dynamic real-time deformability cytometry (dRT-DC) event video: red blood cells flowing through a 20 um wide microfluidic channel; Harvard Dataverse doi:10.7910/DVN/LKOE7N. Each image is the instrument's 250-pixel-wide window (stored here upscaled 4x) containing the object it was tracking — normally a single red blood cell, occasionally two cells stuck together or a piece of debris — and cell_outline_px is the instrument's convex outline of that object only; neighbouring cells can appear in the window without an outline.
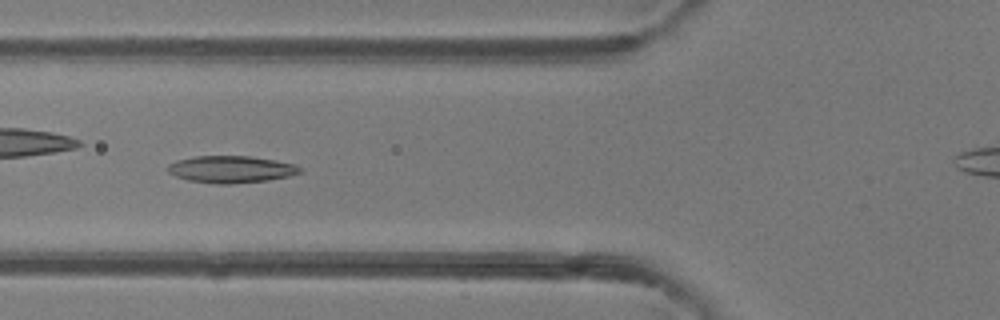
{"species": "common noctule bat (a hibernating species)", "species_latin": "Nyctalus noctula", "temperature_condition": "room temperature", "stored_images_in_passage": 36, "camera_frame_rate_fps": 3000, "um_per_image_px": 0.085, "animal": {"sex": "female"}, "frame": {"image": 1, "passage_image": 5, "time_ms": 1.333, "image_size_px": [1000, 320], "cell_outline_px": [[300, 172], [288, 176], [268, 180], [228, 184], [216, 184], [188, 180], [176, 176], [168, 172], [168, 164], [176, 160], [196, 156], [248, 156], [276, 160], [296, 164], [300, 168]], "centroid_in_image_um": [19.62, 14.38], "position_along_channel_um": 106.2, "area_um2": 20.69}}
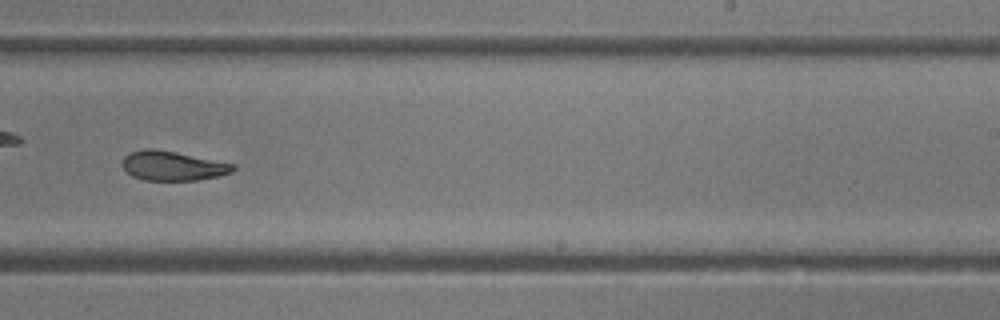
{"frame": {"image": 2, "passage_image": 17, "time_ms": 5.333, "image_size_px": [1000, 320], "cell_outline_px": [[236, 168], [232, 172], [220, 176], [196, 180], [144, 180], [132, 176], [124, 168], [124, 156], [128, 152], [144, 148], [152, 148], [176, 152], [236, 164]], "centroid_in_image_um": [14.7, 14.09], "position_along_channel_um": 274.3, "area_um2": 19.02}}
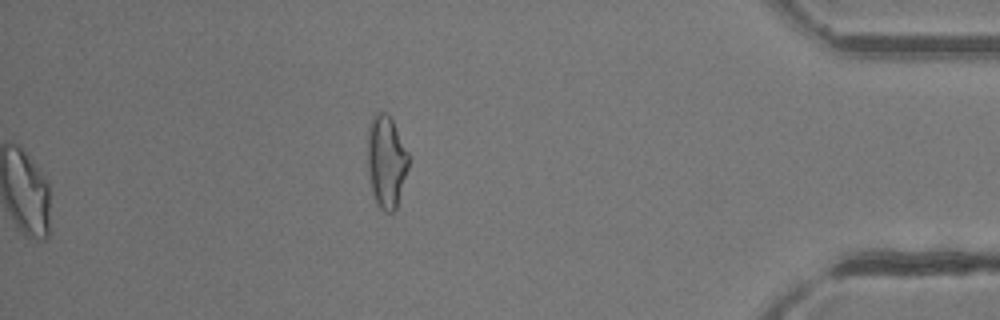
{"frame": {"image": 3, "passage_image": 36, "time_ms": 11.667, "image_size_px": [1000, 320], "cell_outline_px": [[408, 168], [396, 208], [392, 212], [384, 212], [380, 208], [372, 192], [368, 172], [368, 124], [372, 116], [376, 112], [388, 112], [408, 152]], "centroid_in_image_um": [32.82, 13.7], "position_along_channel_um": 402.4, "area_um2": 21.96}, "authors_computed_cell_mechanics": {"area_um2": 20.3456, "velocity_mm_per_s": 4.2023, "shape_relaxation_time_tau1_ms": null, "shape_relaxation_time_tau2_ms": 2.6881, "deformation_change_tau1": null, "deformation_change_tau2": 0.0936}}